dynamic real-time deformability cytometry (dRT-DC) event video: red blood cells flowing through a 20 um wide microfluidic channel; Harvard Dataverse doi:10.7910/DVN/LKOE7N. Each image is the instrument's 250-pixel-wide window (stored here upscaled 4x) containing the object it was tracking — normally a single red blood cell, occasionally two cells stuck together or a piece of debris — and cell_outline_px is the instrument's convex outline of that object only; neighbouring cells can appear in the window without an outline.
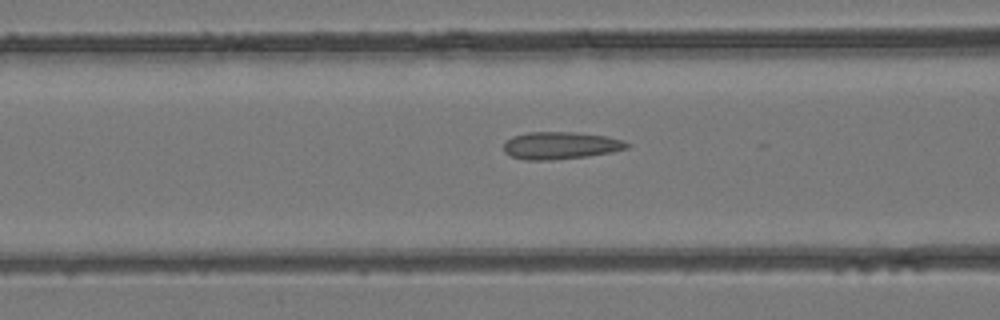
{"species": "common noctule bat (a hibernating species)", "species_latin": "Nyctalus noctula", "temperature_condition": "room temperature", "stored_images_in_passage": 24, "camera_frame_rate_fps": 3000, "um_per_image_px": 0.085, "animal": {"sex": "female", "body_mass_g": 24.6, "forearm_length_mm": 56.2}, "frame": {"image": 1, "passage_image": 20, "time_ms": 6.333, "image_size_px": [1000, 320], "cell_outline_px": [[632, 144], [628, 148], [612, 152], [588, 156], [552, 160], [524, 160], [512, 156], [504, 152], [504, 140], [512, 136], [528, 132], [576, 132], [604, 136], [624, 140]], "centroid_in_image_um": [47.64, 12.36], "position_along_channel_um": 119.0, "area_um2": 19.83}}
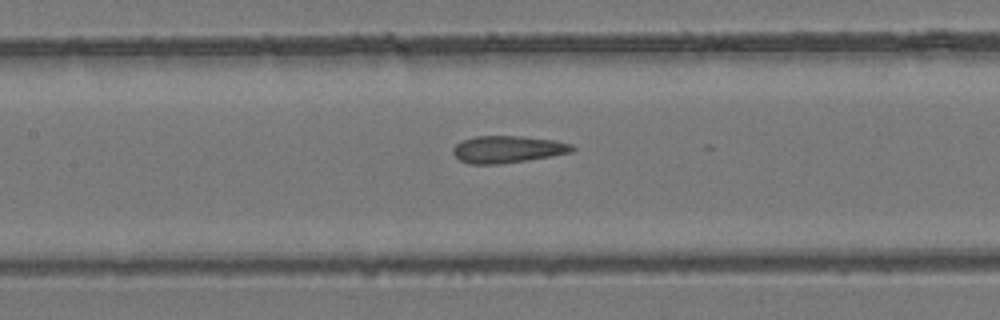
{"frame": {"image": 2, "passage_image": 23, "time_ms": 7.333, "image_size_px": [1000, 320], "cell_outline_px": [[576, 148], [572, 152], [552, 156], [528, 160], [496, 164], [472, 164], [460, 160], [452, 152], [452, 148], [456, 144], [464, 140], [476, 136], [520, 136], [556, 140], [572, 144]], "centroid_in_image_um": [43.18, 12.69], "position_along_channel_um": 164.2, "area_um2": 18.79}}